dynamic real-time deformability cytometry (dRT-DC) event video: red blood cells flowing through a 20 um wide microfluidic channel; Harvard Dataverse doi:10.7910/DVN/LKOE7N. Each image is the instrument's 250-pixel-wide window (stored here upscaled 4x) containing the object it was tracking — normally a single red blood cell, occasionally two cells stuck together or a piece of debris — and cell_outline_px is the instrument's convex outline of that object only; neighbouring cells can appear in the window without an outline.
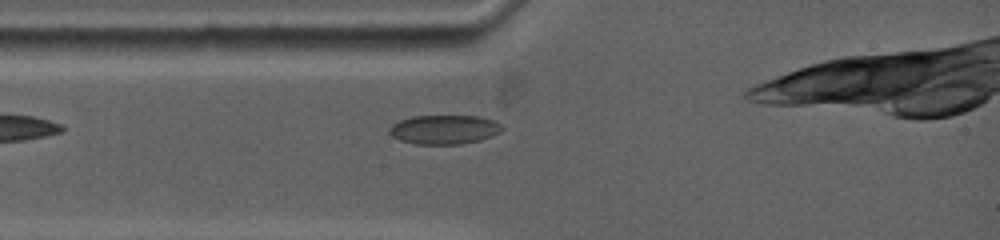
{"species": "common noctule bat (a hibernating species)", "species_latin": "Nyctalus noctula", "temperature_condition": "warm", "stored_images_in_passage": 36, "camera_frame_rate_fps": 5000, "um_per_image_px": 0.085, "animal": {"sex": "female", "body_mass_g": 19.0, "forearm_length_mm": 53.3}, "frame": {"image": 1, "passage_image": 1, "time_ms": 0.0, "image_size_px": [1000, 240], "cell_outline_px": [[504, 128], [500, 132], [492, 136], [480, 140], [460, 144], [416, 144], [400, 140], [392, 136], [388, 132], [388, 128], [392, 124], [400, 120], [412, 116], [476, 116], [492, 120], [500, 124]], "centroid_in_image_um": [37.73, 11.01], "position_along_channel_um": 47.3, "area_um2": 19.13}}
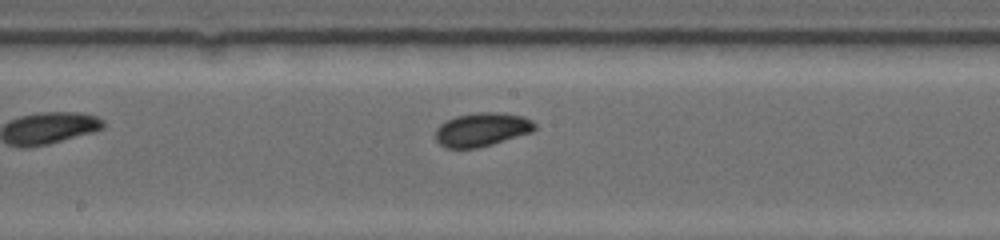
{"frame": {"image": 2, "passage_image": 17, "time_ms": 4.2, "image_size_px": [1000, 240], "cell_outline_px": [[536, 128], [532, 132], [488, 144], [472, 148], [448, 148], [440, 144], [436, 140], [436, 128], [440, 124], [456, 116], [476, 112], [500, 112], [524, 116], [532, 120], [536, 124]], "centroid_in_image_um": [40.97, 10.98], "position_along_channel_um": 207.2, "area_um2": 19.19}}
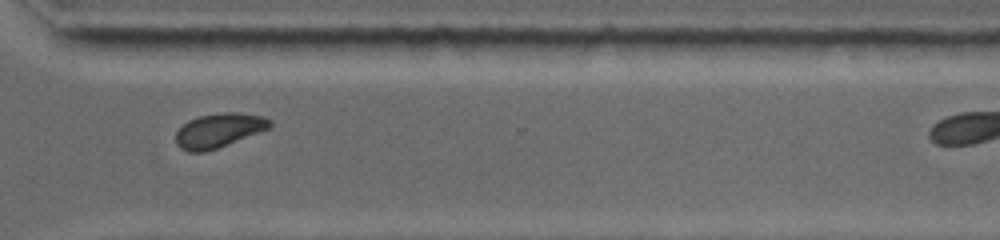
{"frame": {"image": 3, "passage_image": 27, "time_ms": 8.0, "image_size_px": [1000, 240], "cell_outline_px": [[272, 124], [268, 128], [216, 148], [204, 152], [188, 152], [180, 148], [176, 144], [176, 132], [188, 120], [200, 116], [224, 112], [236, 112], [264, 116], [272, 120]], "centroid_in_image_um": [18.57, 11.07], "position_along_channel_um": 352.0, "area_um2": 18.44}}